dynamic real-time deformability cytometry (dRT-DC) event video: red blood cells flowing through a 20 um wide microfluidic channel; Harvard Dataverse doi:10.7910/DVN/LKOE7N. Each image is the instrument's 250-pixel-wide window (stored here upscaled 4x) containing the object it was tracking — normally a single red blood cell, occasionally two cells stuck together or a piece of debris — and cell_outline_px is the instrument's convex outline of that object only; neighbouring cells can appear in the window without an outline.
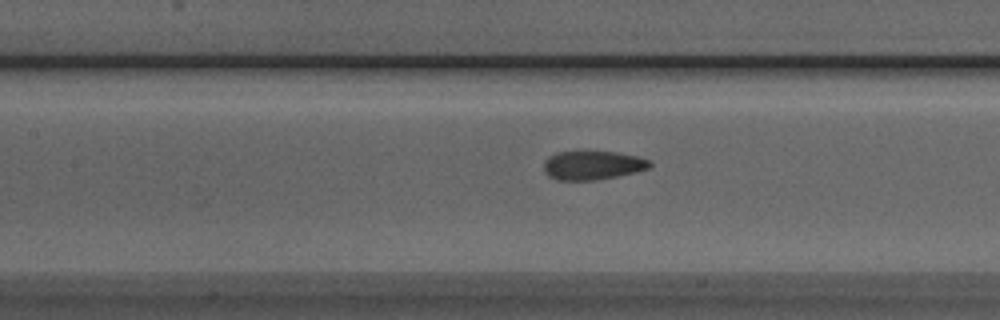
{"species": "Egyptian fruit bat (a non-hibernating species)", "species_latin": "Rousettus aegyptiacus", "temperature_condition": "room temperature", "stored_images_in_passage": 38, "camera_frame_rate_fps": 3000, "um_per_image_px": 0.085, "animal": {"sex": "male"}, "frame": {"image": 1, "passage_image": 15, "time_ms": 4.667, "image_size_px": [1000, 320], "cell_outline_px": [[652, 164], [648, 168], [616, 176], [592, 180], [560, 180], [548, 176], [544, 172], [544, 160], [548, 156], [556, 152], [616, 152], [636, 156], [648, 160]], "centroid_in_image_um": [50.31, 14.04], "position_along_channel_um": 157.1, "area_um2": 17.51}}
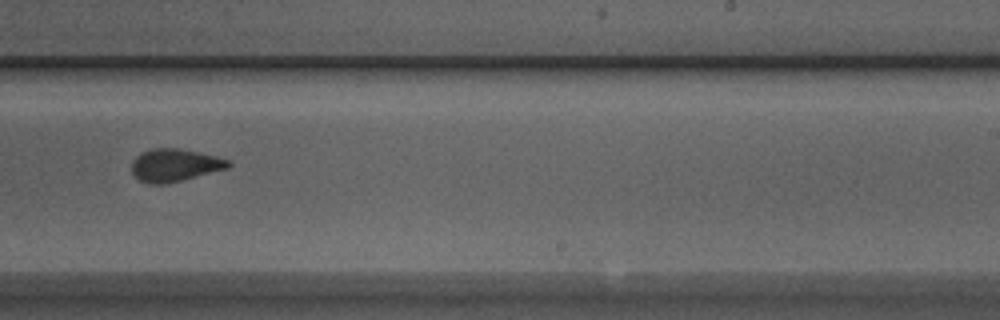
{"frame": {"image": 2, "passage_image": 24, "time_ms": 7.667, "image_size_px": [1000, 320], "cell_outline_px": [[232, 164], [228, 168], [168, 184], [148, 184], [140, 180], [132, 172], [132, 160], [140, 152], [152, 148], [180, 148], [216, 156], [228, 160]], "centroid_in_image_um": [14.83, 14.04], "position_along_channel_um": 274.2, "area_um2": 18.5}}
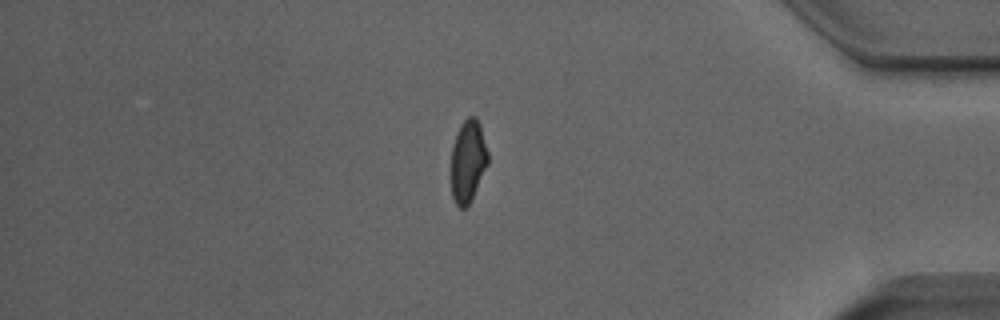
{"frame": {"image": 3, "passage_image": 36, "time_ms": 11.667, "image_size_px": [1000, 320], "cell_outline_px": [[488, 164], [472, 200], [464, 208], [460, 208], [456, 204], [452, 196], [452, 144], [456, 132], [460, 124], [468, 116], [476, 116], [480, 124], [488, 152]], "centroid_in_image_um": [39.78, 13.67], "position_along_channel_um": 395.4, "area_um2": 17.8}, "authors_computed_cell_mechanics": {"area_um2": 18.5538, "velocity_mm_per_s": 3.9133, "shape_relaxation_time_tau1_ms": 7.6612, "shape_relaxation_time_tau2_ms": 1.2793, "deformation_change_tau1": 0.1776, "deformation_change_tau2": 0.0634}}